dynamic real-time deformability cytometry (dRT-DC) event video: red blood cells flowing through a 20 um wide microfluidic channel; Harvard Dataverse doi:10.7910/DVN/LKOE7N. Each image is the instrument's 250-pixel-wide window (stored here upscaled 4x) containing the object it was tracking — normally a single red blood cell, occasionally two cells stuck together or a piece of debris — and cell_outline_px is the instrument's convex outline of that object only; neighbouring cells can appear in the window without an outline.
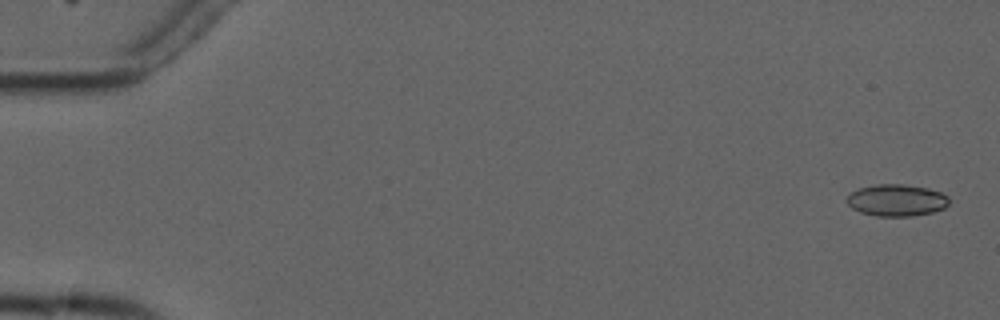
{"species": "common noctule bat (a hibernating species)", "species_latin": "Nyctalus noctula", "temperature_condition": "cold", "stored_images_in_passage": 5, "camera_frame_rate_fps": 3000, "um_per_image_px": 0.085, "animal": {"sex": "male", "forearm_length_mm": 52.5}, "frame": {"image": 1, "passage_image": 1, "time_ms": 0.0, "image_size_px": [1000, 320], "cell_outline_px": [[948, 204], [944, 208], [932, 212], [912, 216], [876, 216], [860, 212], [852, 208], [844, 200], [852, 192], [860, 188], [876, 184], [904, 184], [928, 188], [940, 192], [948, 196]], "centroid_in_image_um": [76.2, 17.02], "position_along_channel_um": 8.8, "area_um2": 18.96}}
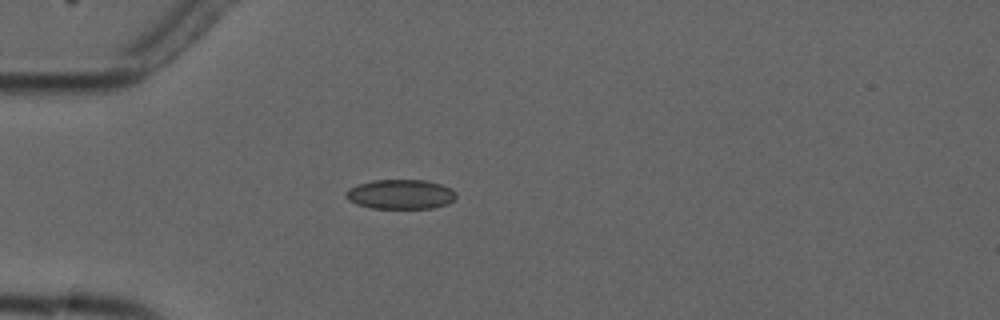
{"frame": {"image": 2, "passage_image": 5, "time_ms": 4.667, "image_size_px": [1000, 320], "cell_outline_px": [[456, 196], [448, 204], [432, 208], [372, 208], [356, 204], [348, 200], [344, 196], [344, 192], [348, 188], [372, 180], [424, 180], [440, 184], [452, 188], [456, 192]], "centroid_in_image_um": [34.02, 16.51], "position_along_channel_um": 51.0, "area_um2": 19.07}}